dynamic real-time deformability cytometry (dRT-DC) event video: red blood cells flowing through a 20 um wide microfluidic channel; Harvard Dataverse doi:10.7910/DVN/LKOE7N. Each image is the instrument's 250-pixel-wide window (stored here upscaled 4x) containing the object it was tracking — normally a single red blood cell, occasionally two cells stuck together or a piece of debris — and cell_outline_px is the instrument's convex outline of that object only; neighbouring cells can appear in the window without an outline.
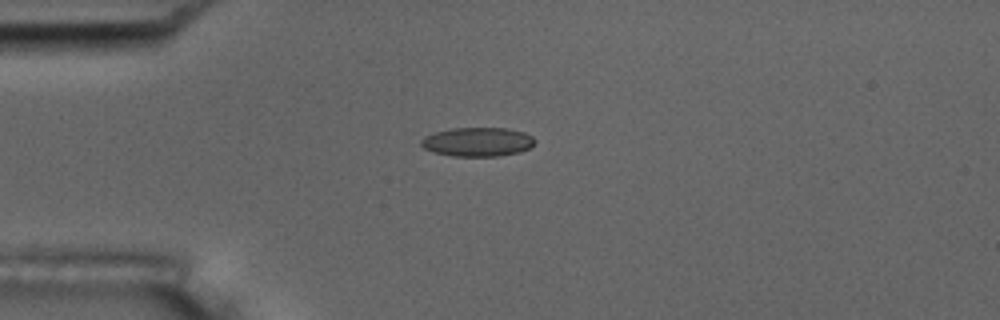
{"species": "common noctule bat (a hibernating species)", "species_latin": "Nyctalus noctula", "temperature_condition": "room temperature", "stored_images_in_passage": 8, "camera_frame_rate_fps": 3000, "um_per_image_px": 0.085, "animal": {"sex": "male", "body_mass_g": 17.5, "forearm_length_mm": 52.3}, "frame": {"image": 1, "passage_image": 4, "time_ms": 1.0, "image_size_px": [1000, 320], "cell_outline_px": [[536, 140], [528, 148], [520, 152], [500, 156], [452, 156], [432, 152], [424, 148], [420, 144], [420, 140], [424, 136], [436, 132], [452, 128], [508, 128], [524, 132], [532, 136]], "centroid_in_image_um": [40.58, 12.06], "position_along_channel_um": 44.4, "area_um2": 19.31}}
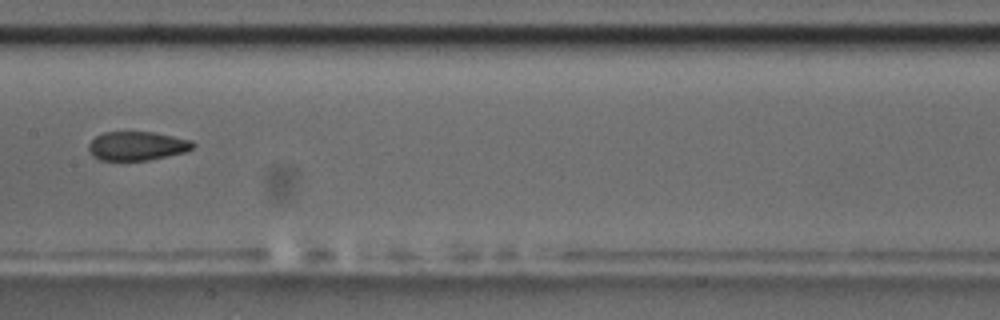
{"frame": {"image": 2, "passage_image": 8, "time_ms": 2.333, "image_size_px": [1000, 320], "cell_outline_px": [[196, 144], [192, 148], [184, 152], [148, 160], [100, 160], [92, 156], [88, 148], [88, 144], [96, 136], [104, 132], [152, 132], [192, 140]], "centroid_in_image_um": [11.63, 12.4], "position_along_channel_um": 195.8, "area_um2": 17.46}}